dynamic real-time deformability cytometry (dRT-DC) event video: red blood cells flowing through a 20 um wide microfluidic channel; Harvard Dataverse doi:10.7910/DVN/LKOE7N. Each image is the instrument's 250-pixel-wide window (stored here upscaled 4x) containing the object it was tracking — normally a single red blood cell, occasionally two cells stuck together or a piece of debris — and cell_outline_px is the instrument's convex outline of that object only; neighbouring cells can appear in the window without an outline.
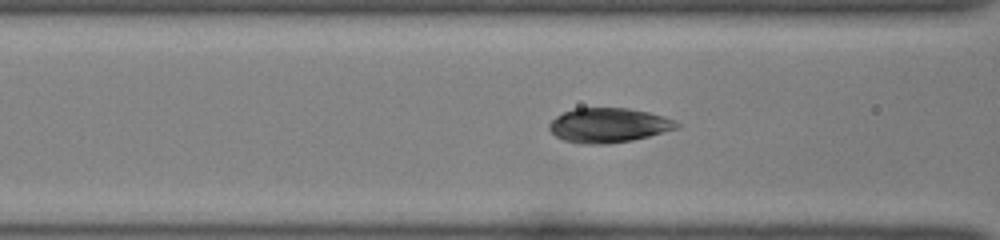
{"species": "common noctule bat (a hibernating species)", "species_latin": "Nyctalus noctula", "temperature_condition": "room temperature", "stored_images_in_passage": 31, "camera_frame_rate_fps": 3000, "um_per_image_px": 0.085, "animal": {"sex": "female", "body_mass_g": 22.0, "forearm_length_mm": 56.7}, "frame": {"image": 1, "passage_image": 13, "time_ms": 4.0, "image_size_px": [1000, 240], "cell_outline_px": [[680, 128], [632, 140], [608, 144], [580, 144], [564, 140], [556, 136], [548, 128], [548, 124], [556, 116], [564, 112], [576, 108], [628, 108], [648, 112], [664, 116], [676, 120], [680, 124]], "centroid_in_image_um": [51.74, 10.65], "position_along_channel_um": 114.9, "area_um2": 25.78}}
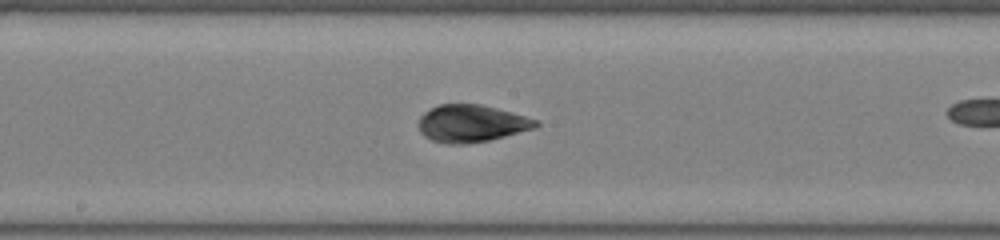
{"frame": {"image": 2, "passage_image": 20, "time_ms": 6.333, "image_size_px": [1000, 240], "cell_outline_px": [[540, 124], [536, 128], [488, 140], [468, 144], [444, 144], [432, 140], [424, 136], [420, 132], [416, 124], [420, 116], [424, 112], [440, 104], [480, 104], [496, 108], [540, 120]], "centroid_in_image_um": [40.05, 10.5], "position_along_channel_um": 208.2, "area_um2": 25.66}}
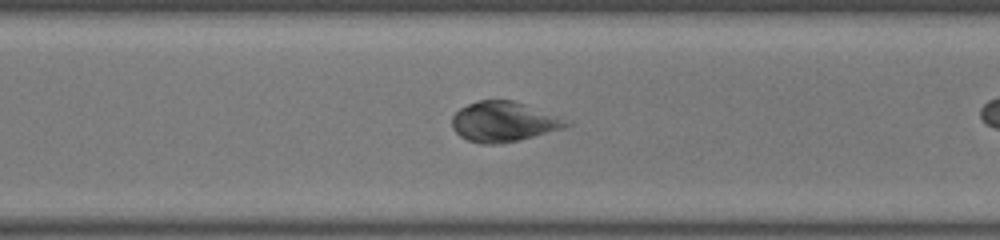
{"frame": {"image": 3, "passage_image": 29, "time_ms": 9.333, "image_size_px": [1000, 240], "cell_outline_px": [[572, 124], [564, 128], [520, 140], [500, 144], [480, 144], [468, 140], [460, 136], [452, 128], [452, 116], [460, 108], [476, 100], [512, 100], [524, 104], [556, 116]], "centroid_in_image_um": [42.75, 10.36], "position_along_channel_um": 327.8, "area_um2": 26.47}}